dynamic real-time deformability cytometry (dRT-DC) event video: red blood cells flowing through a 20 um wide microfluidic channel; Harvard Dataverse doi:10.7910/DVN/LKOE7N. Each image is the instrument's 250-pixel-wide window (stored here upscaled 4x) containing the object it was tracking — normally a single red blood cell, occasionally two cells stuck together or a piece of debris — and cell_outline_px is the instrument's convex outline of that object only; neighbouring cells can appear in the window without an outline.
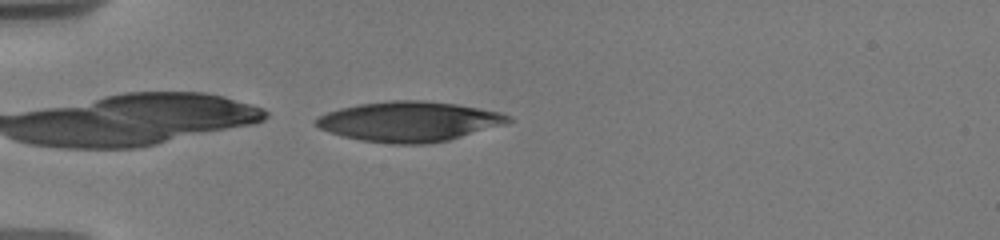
{"species": "human", "species_latin": "Homo sapiens", "temperature_condition": "warm", "stored_images_in_passage": 32, "camera_frame_rate_fps": 3000, "um_per_image_px": 0.085, "donor": {"sex": "male"}, "frame": {"image": 1, "passage_image": 1, "time_ms": 0.0, "image_size_px": [1000, 240], "cell_outline_px": [[512, 120], [504, 124], [448, 140], [428, 144], [392, 144], [360, 140], [344, 136], [320, 128], [312, 120], [328, 112], [340, 108], [360, 104], [392, 100], [424, 100], [456, 104], [480, 108], [500, 112], [512, 116]], "centroid_in_image_um": [34.79, 10.32], "position_along_channel_um": 50.2, "area_um2": 44.56}}
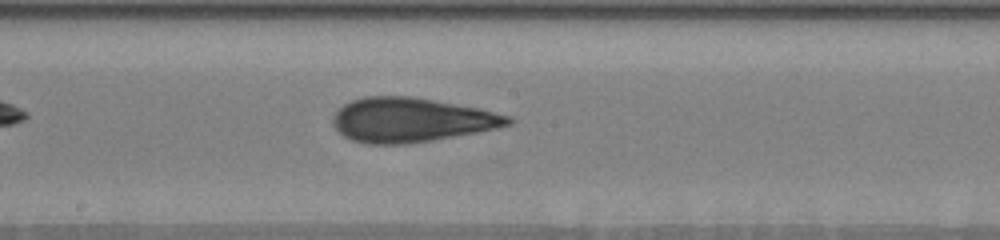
{"frame": {"image": 2, "passage_image": 14, "time_ms": 5.0, "image_size_px": [1000, 240], "cell_outline_px": [[512, 124], [476, 132], [408, 144], [368, 144], [352, 140], [344, 136], [332, 124], [332, 120], [336, 112], [344, 104], [352, 100], [364, 96], [412, 96], [480, 108], [512, 116]], "centroid_in_image_um": [34.94, 10.18], "position_along_channel_um": 213.3, "area_um2": 45.08}}
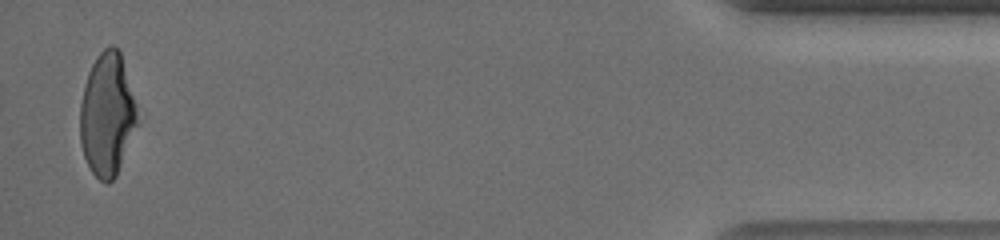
{"frame": {"image": 3, "passage_image": 32, "time_ms": 12.667, "image_size_px": [1000, 240], "cell_outline_px": [[144, 120], [116, 176], [108, 184], [100, 180], [92, 172], [84, 156], [80, 144], [80, 104], [84, 84], [88, 72], [96, 56], [104, 48], [112, 44], [120, 52]], "centroid_in_image_um": [9.2, 9.76], "position_along_channel_um": 426.0, "area_um2": 42.83}, "authors_computed_cell_mechanics": {"area_um2": 43.7546, "velocity_mm_per_s": 3.7018, "shape_relaxation_time_tau1_ms": 6.4441, "shape_relaxation_time_tau2_ms": 1.881, "deformation_change_tau1": 0.2183, "deformation_change_tau2": 0.1083}}